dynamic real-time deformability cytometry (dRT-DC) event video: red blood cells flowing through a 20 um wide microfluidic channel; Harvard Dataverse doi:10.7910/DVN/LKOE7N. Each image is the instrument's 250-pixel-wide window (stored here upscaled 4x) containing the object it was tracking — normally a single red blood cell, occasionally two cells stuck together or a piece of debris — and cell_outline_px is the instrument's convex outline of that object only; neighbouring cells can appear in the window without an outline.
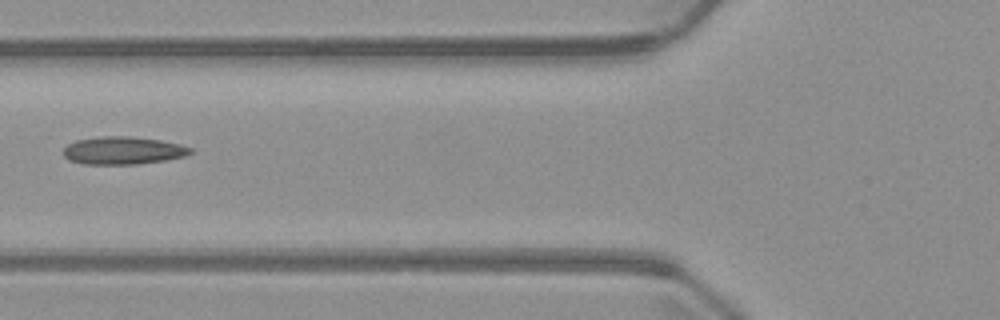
{"species": "common noctule bat (a hibernating species)", "species_latin": "Nyctalus noctula", "temperature_condition": "warm", "stored_images_in_passage": 2, "camera_frame_rate_fps": 3000, "um_per_image_px": 0.085, "animal": {"sex": "male", "body_mass_g": 23.1, "forearm_length_mm": 52.7}, "frame": {"image": 1, "passage_image": 2, "time_ms": 1.333, "image_size_px": [1000, 320], "cell_outline_px": [[192, 152], [184, 156], [164, 160], [136, 164], [84, 164], [68, 160], [64, 156], [64, 148], [68, 144], [76, 140], [100, 136], [128, 136], [160, 140], [180, 144], [192, 148]], "centroid_in_image_um": [10.43, 12.79], "position_along_channel_um": 115.4, "area_um2": 20.46}}